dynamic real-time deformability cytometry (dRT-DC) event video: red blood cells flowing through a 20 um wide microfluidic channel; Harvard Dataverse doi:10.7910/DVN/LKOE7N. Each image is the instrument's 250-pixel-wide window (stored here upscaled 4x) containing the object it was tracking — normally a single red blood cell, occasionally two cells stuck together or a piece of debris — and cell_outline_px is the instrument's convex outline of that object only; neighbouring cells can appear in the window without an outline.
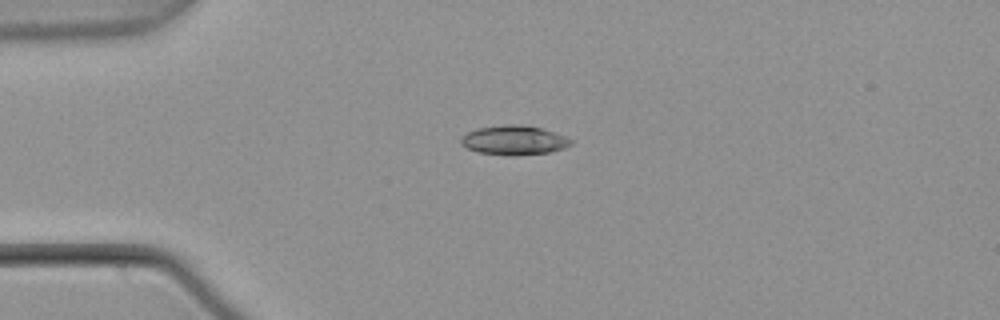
{"species": "common noctule bat (a hibernating species)", "species_latin": "Nyctalus noctula", "temperature_condition": "warm", "stored_images_in_passage": 42, "camera_frame_rate_fps": 3000, "um_per_image_px": 0.085, "animal": {"sex": "male", "body_mass_g": 21.5, "forearm_length_mm": 52.0}, "frame": {"image": 1, "passage_image": 1, "time_ms": 0.0, "image_size_px": [1000, 320], "cell_outline_px": [[572, 144], [564, 148], [548, 152], [516, 156], [508, 156], [476, 152], [460, 144], [460, 136], [468, 132], [480, 128], [504, 124], [520, 124], [540, 128], [564, 136], [572, 140]], "centroid_in_image_um": [43.65, 11.93], "position_along_channel_um": 41.4, "area_um2": 18.84}}
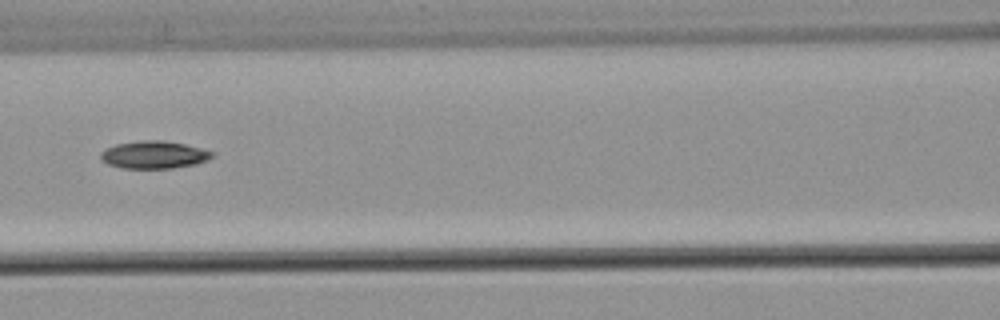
{"frame": {"image": 2, "passage_image": 12, "time_ms": 3.667, "image_size_px": [1000, 320], "cell_outline_px": [[216, 156], [208, 160], [196, 164], [172, 168], [120, 168], [108, 164], [100, 160], [100, 152], [116, 144], [140, 140], [160, 140], [184, 144], [216, 152]], "centroid_in_image_um": [13.11, 13.16], "position_along_channel_um": 153.5, "area_um2": 18.03}}
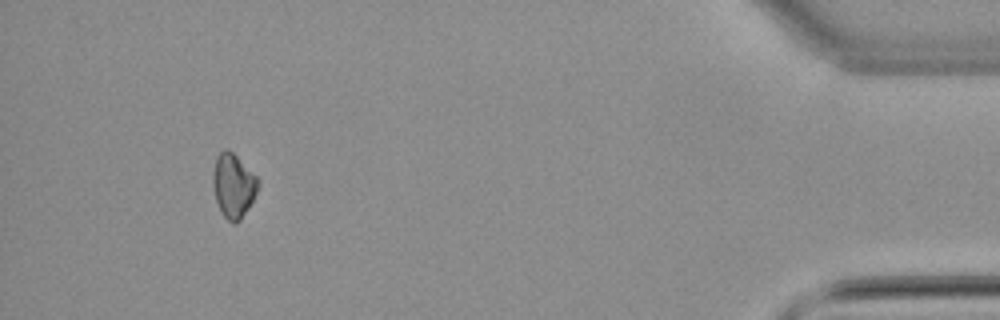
{"frame": {"image": 3, "passage_image": 38, "time_ms": 12.333, "image_size_px": [1000, 320], "cell_outline_px": [[260, 184], [248, 208], [240, 220], [236, 224], [232, 224], [224, 216], [216, 200], [212, 184], [212, 176], [216, 156], [224, 148], [228, 148], [256, 176]], "centroid_in_image_um": [19.82, 15.77], "position_along_channel_um": 415.4, "area_um2": 16.7}, "authors_computed_cell_mechanics": {"area_um2": 17.2244, "velocity_mm_per_s": 3.7977, "shape_relaxation_time_tau1_ms": 6.4368, "shape_relaxation_time_tau2_ms": null, "deformation_change_tau1": 0.1361, "deformation_change_tau2": null}}